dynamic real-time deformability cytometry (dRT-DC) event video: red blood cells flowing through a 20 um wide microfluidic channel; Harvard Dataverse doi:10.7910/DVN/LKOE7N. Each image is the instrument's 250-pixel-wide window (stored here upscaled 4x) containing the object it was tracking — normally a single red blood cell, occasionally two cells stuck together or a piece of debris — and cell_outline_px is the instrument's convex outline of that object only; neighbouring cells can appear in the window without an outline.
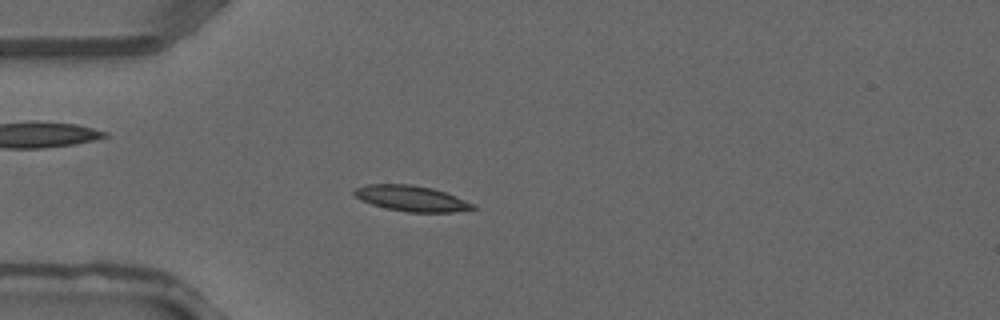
{"species": "common noctule bat (a hibernating species)", "species_latin": "Nyctalus noctula", "temperature_condition": "warm", "stored_images_in_passage": 2, "camera_frame_rate_fps": 3000, "um_per_image_px": 0.085, "animal": {"sex": "male", "forearm_length_mm": 52.5}, "frame": {"image": 1, "passage_image": 2, "time_ms": 0.333, "image_size_px": [1000, 320], "cell_outline_px": [[476, 208], [452, 212], [408, 212], [388, 208], [372, 204], [356, 196], [352, 192], [356, 188], [364, 184], [412, 184], [432, 188], [444, 192], [476, 204]], "centroid_in_image_um": [34.98, 16.85], "position_along_channel_um": 50.0, "area_um2": 17.51}}